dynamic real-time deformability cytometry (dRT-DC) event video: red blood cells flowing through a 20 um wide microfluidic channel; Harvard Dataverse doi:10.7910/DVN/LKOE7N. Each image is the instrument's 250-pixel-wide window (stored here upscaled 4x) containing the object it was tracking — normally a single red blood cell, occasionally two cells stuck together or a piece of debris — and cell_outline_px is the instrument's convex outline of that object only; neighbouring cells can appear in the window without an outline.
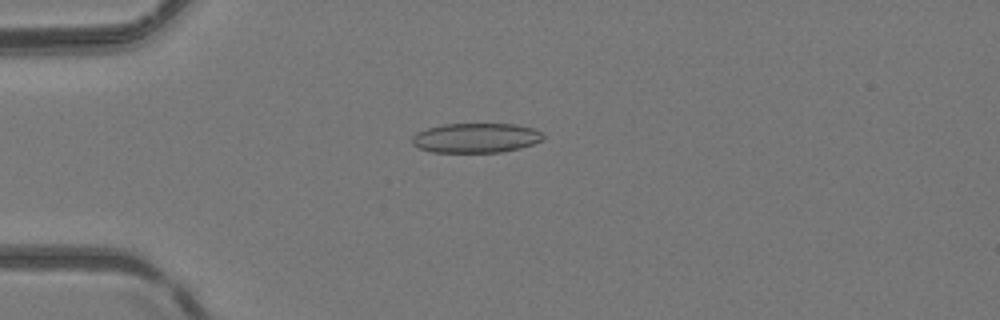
{"species": "common noctule bat (a hibernating species)", "species_latin": "Nyctalus noctula", "temperature_condition": "room temperature", "stored_images_in_passage": 48, "camera_frame_rate_fps": 3000, "um_per_image_px": 0.085, "animal": {"sex": "female", "body_mass_g": 24.6, "forearm_length_mm": 56.2}, "frame": {"image": 1, "passage_image": 11, "time_ms": 3.333, "image_size_px": [1000, 320], "cell_outline_px": [[548, 136], [544, 140], [520, 148], [500, 152], [432, 152], [416, 148], [412, 144], [412, 136], [416, 132], [428, 128], [444, 124], [516, 124], [532, 128]], "centroid_in_image_um": [40.45, 11.72], "position_along_channel_um": 44.5, "area_um2": 22.83}}
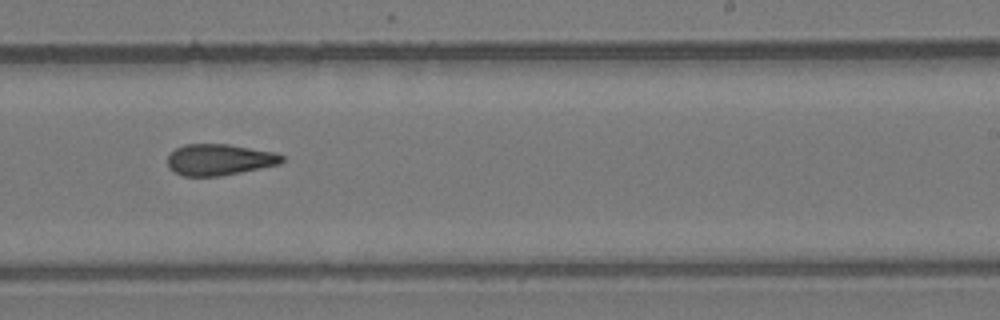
{"frame": {"image": 2, "passage_image": 29, "time_ms": 9.333, "image_size_px": [1000, 320], "cell_outline_px": [[284, 160], [280, 164], [220, 176], [184, 176], [168, 168], [168, 156], [176, 148], [184, 144], [228, 144], [276, 152], [284, 156]], "centroid_in_image_um": [18.66, 13.56], "position_along_channel_um": 270.3, "area_um2": 20.81}}
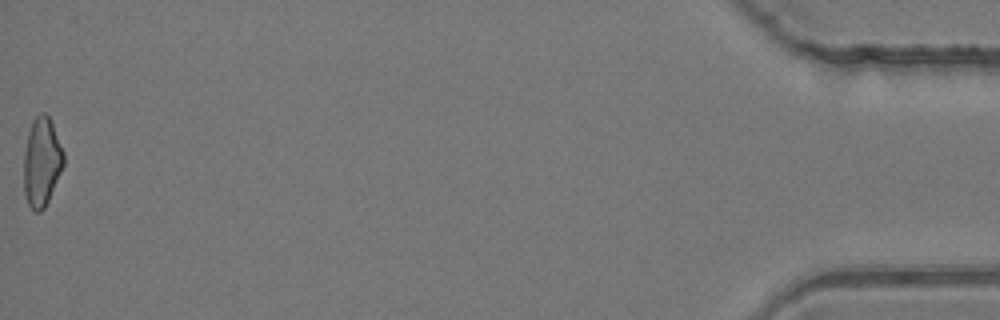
{"frame": {"image": 3, "passage_image": 48, "time_ms": 15.667, "image_size_px": [1000, 320], "cell_outline_px": [[64, 164], [48, 200], [44, 208], [40, 212], [36, 212], [28, 204], [24, 192], [24, 152], [28, 132], [32, 120], [40, 112], [44, 112], [52, 120], [64, 152]], "centroid_in_image_um": [3.55, 13.72], "position_along_channel_um": 431.7, "area_um2": 20.69}, "authors_computed_cell_mechanics": {"area_um2": 21.5305, "velocity_mm_per_s": 4.167, "shape_relaxation_time_tau1_ms": null, "shape_relaxation_time_tau2_ms": 3.3688, "deformation_change_tau1": null, "deformation_change_tau2": 0.1256}}